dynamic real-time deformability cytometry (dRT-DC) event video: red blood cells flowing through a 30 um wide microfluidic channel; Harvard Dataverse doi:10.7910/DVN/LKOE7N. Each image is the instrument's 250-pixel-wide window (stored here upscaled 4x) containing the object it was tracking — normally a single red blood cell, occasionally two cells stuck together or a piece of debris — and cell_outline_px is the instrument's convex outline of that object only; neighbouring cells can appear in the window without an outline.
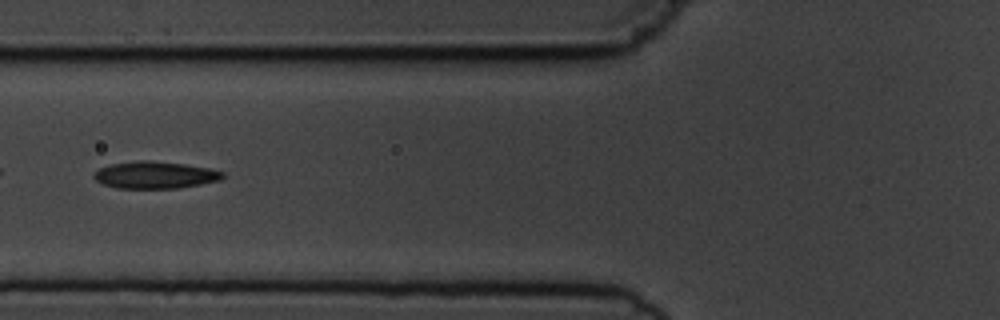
{"species": "common noctule bat (a hibernating species)", "species_latin": "Nyctalus noctula", "temperature_condition": "cold", "stored_images_in_passage": 5, "camera_frame_rate_fps": 3000, "um_per_image_px": 0.085, "animal": {"sex": "male", "body_mass_g": 19.5, "forearm_length_mm": 54.6}, "frame": {"image": 1, "passage_image": 5, "time_ms": 5.333, "image_size_px": [1000, 320], "cell_outline_px": [[224, 176], [220, 180], [200, 184], [176, 188], [116, 188], [104, 184], [96, 180], [92, 176], [100, 168], [108, 164], [140, 160], [148, 160], [184, 164], [208, 168], [224, 172]], "centroid_in_image_um": [13.16, 14.87], "position_along_channel_um": 112.6, "area_um2": 20.17}}